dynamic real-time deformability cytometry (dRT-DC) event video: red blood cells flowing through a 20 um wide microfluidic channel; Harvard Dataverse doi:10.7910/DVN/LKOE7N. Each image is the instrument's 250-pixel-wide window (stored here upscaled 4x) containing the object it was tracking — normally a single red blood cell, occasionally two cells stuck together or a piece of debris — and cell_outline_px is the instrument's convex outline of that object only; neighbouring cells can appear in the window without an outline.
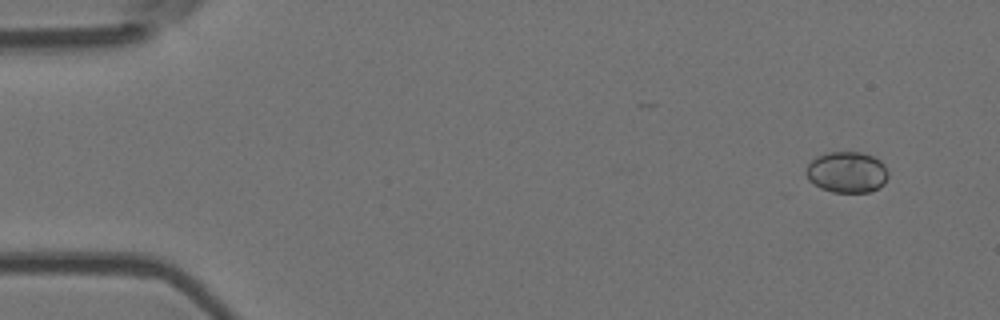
{"species": "Egyptian fruit bat (a non-hibernating species)", "species_latin": "Rousettus aegyptiacus", "temperature_condition": "room temperature", "stored_images_in_passage": 7, "camera_frame_rate_fps": 3000, "um_per_image_px": 0.085, "animal": {"sex": "female"}, "frame": {"image": 1, "passage_image": 1, "time_ms": 0.0, "image_size_px": [1000, 320], "cell_outline_px": [[888, 176], [884, 184], [868, 192], [832, 192], [820, 188], [808, 180], [804, 172], [808, 164], [816, 156], [828, 152], [860, 152], [872, 156], [880, 160], [884, 164], [888, 172]], "centroid_in_image_um": [71.96, 14.63], "position_along_channel_um": 13.0, "area_um2": 19.77}}
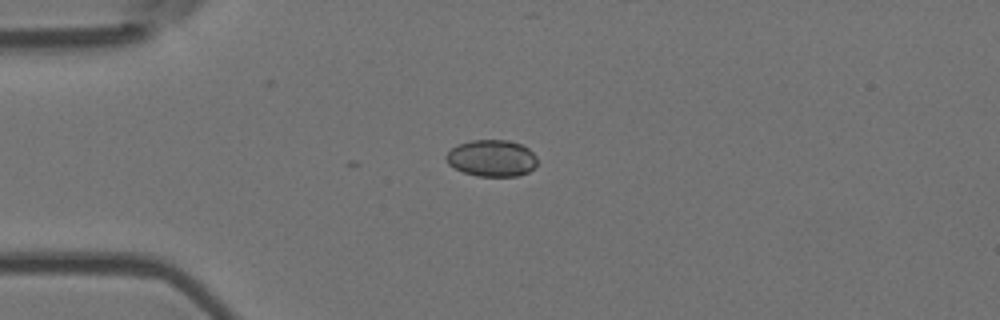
{"frame": {"image": 2, "passage_image": 4, "time_ms": 1.0, "image_size_px": [1000, 320], "cell_outline_px": [[536, 164], [528, 172], [516, 176], [476, 176], [464, 172], [448, 164], [444, 156], [452, 148], [460, 144], [472, 140], [508, 140], [520, 144], [528, 148], [536, 156]], "centroid_in_image_um": [41.79, 13.44], "position_along_channel_um": 43.2, "area_um2": 19.31}}